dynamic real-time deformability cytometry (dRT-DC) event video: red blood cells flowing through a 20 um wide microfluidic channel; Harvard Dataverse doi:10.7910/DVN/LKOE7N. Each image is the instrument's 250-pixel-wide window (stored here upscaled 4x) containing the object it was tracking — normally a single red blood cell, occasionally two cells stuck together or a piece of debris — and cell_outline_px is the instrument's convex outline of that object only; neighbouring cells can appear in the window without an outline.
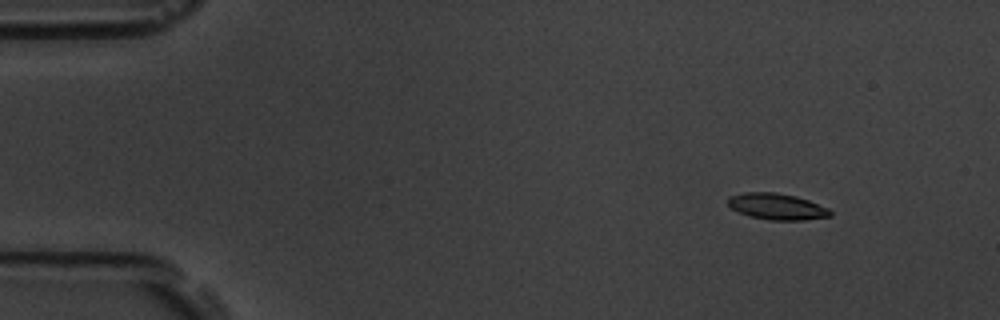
{"species": "common noctule bat (a hibernating species)", "species_latin": "Nyctalus noctula", "temperature_condition": "room temperature", "stored_images_in_passage": 4, "camera_frame_rate_fps": 3000, "um_per_image_px": 0.085, "animal": {"sex": "male", "body_mass_g": 19.5, "forearm_length_mm": 54.6}, "frame": {"image": 1, "passage_image": 2, "time_ms": 1.333, "image_size_px": [1000, 320], "cell_outline_px": [[832, 216], [804, 220], [768, 220], [748, 216], [732, 208], [728, 204], [728, 196], [744, 192], [776, 192], [796, 196], [808, 200], [828, 208], [832, 212]], "centroid_in_image_um": [66.04, 17.55], "position_along_channel_um": 19.0, "area_um2": 15.72}}